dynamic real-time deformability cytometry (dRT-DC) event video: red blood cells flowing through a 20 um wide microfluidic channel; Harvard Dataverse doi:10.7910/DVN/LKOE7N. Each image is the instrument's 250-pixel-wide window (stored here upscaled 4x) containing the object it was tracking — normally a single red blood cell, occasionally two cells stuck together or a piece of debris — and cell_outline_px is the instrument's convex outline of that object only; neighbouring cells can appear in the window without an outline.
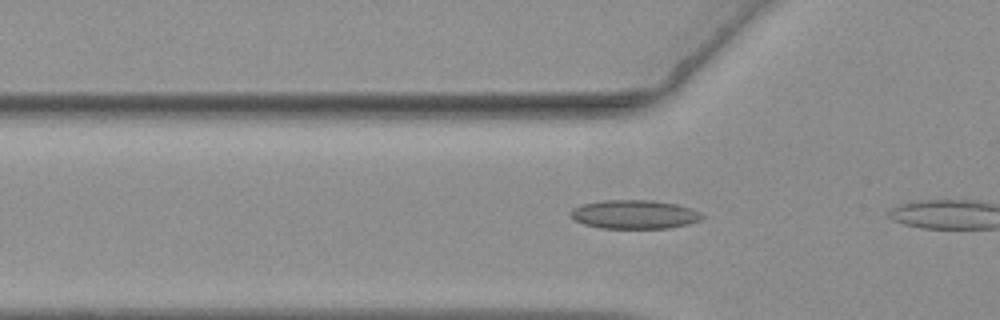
{"species": "common noctule bat (a hibernating species)", "species_latin": "Nyctalus noctula", "temperature_condition": "warm", "stored_images_in_passage": 8, "camera_frame_rate_fps": 3000, "um_per_image_px": 0.085, "animal": {"sex": "female", "body_mass_g": 19.3, "forearm_length_mm": 54.1}, "frame": {"image": 1, "passage_image": 5, "time_ms": 1.333, "image_size_px": [1000, 320], "cell_outline_px": [[704, 216], [700, 220], [688, 224], [668, 228], [600, 228], [584, 224], [576, 220], [568, 212], [572, 208], [584, 204], [600, 200], [652, 200], [676, 204], [700, 212]], "centroid_in_image_um": [53.91, 18.22], "position_along_channel_um": 71.9, "area_um2": 21.96}}